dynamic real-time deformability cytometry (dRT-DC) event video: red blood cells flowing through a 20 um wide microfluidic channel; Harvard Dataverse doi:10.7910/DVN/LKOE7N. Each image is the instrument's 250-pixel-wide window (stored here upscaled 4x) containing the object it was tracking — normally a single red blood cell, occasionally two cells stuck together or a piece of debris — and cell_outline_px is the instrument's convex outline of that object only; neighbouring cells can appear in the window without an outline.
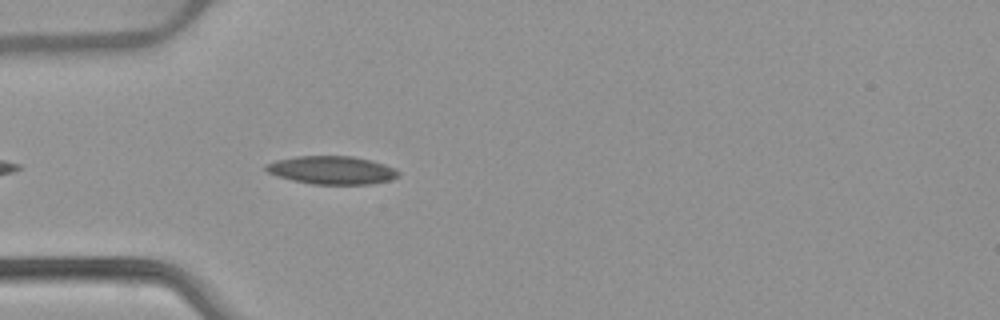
{"species": "common noctule bat (a hibernating species)", "species_latin": "Nyctalus noctula", "temperature_condition": "warm", "stored_images_in_passage": 27, "camera_frame_rate_fps": 3000, "um_per_image_px": 0.085, "animal": {"sex": "female", "body_mass_g": 22.7, "forearm_length_mm": 54.2}, "frame": {"image": 1, "passage_image": 4, "time_ms": 1.0, "image_size_px": [1000, 320], "cell_outline_px": [[400, 176], [388, 180], [372, 184], [312, 184], [292, 180], [268, 172], [264, 168], [264, 164], [276, 160], [296, 156], [352, 156], [372, 160], [396, 168], [400, 172]], "centroid_in_image_um": [28.23, 14.45], "position_along_channel_um": 56.8, "area_um2": 21.79}}
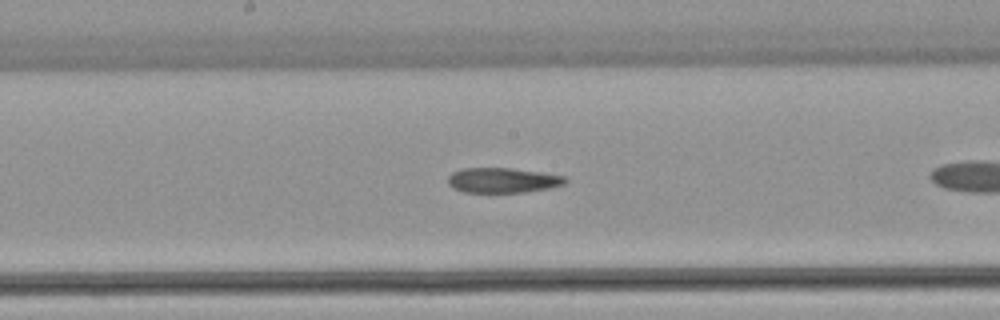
{"frame": {"image": 2, "passage_image": 13, "time_ms": 4.0, "image_size_px": [1000, 320], "cell_outline_px": [[568, 180], [564, 184], [552, 188], [524, 192], [464, 192], [452, 188], [448, 184], [448, 176], [452, 172], [464, 168], [512, 168], [540, 172], [564, 176]], "centroid_in_image_um": [42.72, 15.32], "position_along_channel_um": 205.5, "area_um2": 17.17}}
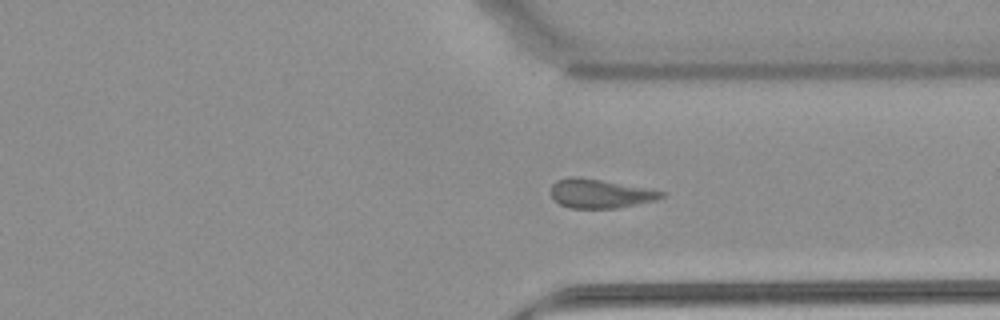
{"frame": {"image": 3, "passage_image": 25, "time_ms": 8.0, "image_size_px": [1000, 320], "cell_outline_px": [[668, 192], [664, 196], [656, 200], [620, 208], [572, 208], [560, 204], [552, 196], [552, 184], [556, 180], [572, 176], [580, 176], [604, 180]], "centroid_in_image_um": [51.05, 16.44], "position_along_channel_um": 360.4, "area_um2": 18.79}}